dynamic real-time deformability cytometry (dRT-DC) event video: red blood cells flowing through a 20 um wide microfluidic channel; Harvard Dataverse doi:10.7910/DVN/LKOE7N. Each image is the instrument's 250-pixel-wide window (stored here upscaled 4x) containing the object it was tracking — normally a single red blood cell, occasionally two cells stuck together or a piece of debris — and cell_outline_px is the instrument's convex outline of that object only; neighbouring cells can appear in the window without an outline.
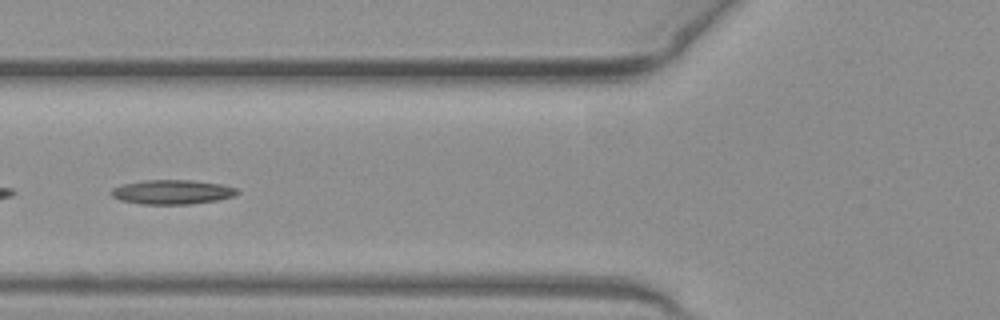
{"species": "common noctule bat (a hibernating species)", "species_latin": "Nyctalus noctula", "temperature_condition": "warm", "stored_images_in_passage": 40, "camera_frame_rate_fps": 3000, "um_per_image_px": 0.085, "animal": {"sex": "female", "body_mass_g": 19.3, "forearm_length_mm": 54.1}, "frame": {"image": 1, "passage_image": 9, "time_ms": 2.667, "image_size_px": [1000, 320], "cell_outline_px": [[240, 192], [232, 196], [216, 200], [192, 204], [140, 204], [120, 200], [112, 196], [112, 188], [124, 184], [144, 180], [192, 180], [220, 184], [236, 188]], "centroid_in_image_um": [14.63, 16.32], "position_along_channel_um": 111.2, "area_um2": 17.74}}
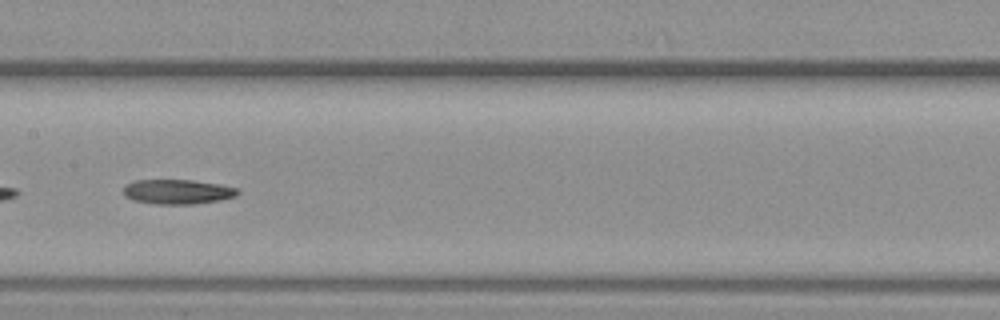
{"frame": {"image": 2, "passage_image": 15, "time_ms": 4.667, "image_size_px": [1000, 320], "cell_outline_px": [[240, 192], [236, 196], [220, 200], [196, 204], [156, 204], [132, 200], [124, 196], [124, 184], [136, 180], [192, 180], [220, 184], [236, 188]], "centroid_in_image_um": [15.08, 16.3], "position_along_channel_um": 192.3, "area_um2": 16.53}}
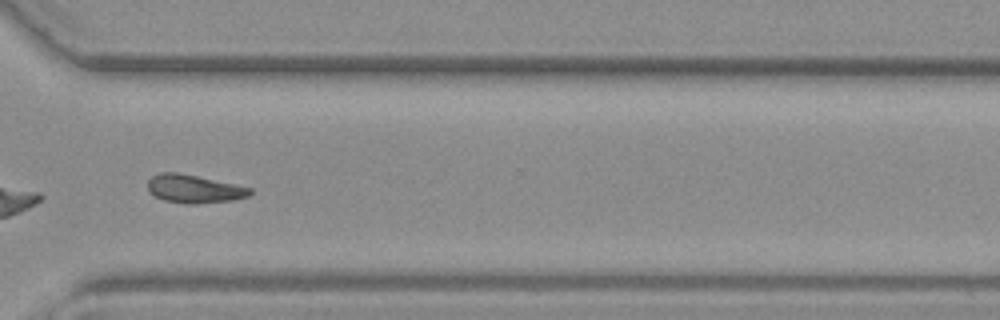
{"frame": {"image": 3, "passage_image": 27, "time_ms": 8.667, "image_size_px": [1000, 320], "cell_outline_px": [[252, 192], [248, 196], [232, 200], [196, 204], [184, 204], [164, 200], [148, 192], [148, 180], [152, 176], [160, 172], [176, 172], [236, 184], [252, 188]], "centroid_in_image_um": [16.48, 16.06], "position_along_channel_um": 354.1, "area_um2": 16.82}}